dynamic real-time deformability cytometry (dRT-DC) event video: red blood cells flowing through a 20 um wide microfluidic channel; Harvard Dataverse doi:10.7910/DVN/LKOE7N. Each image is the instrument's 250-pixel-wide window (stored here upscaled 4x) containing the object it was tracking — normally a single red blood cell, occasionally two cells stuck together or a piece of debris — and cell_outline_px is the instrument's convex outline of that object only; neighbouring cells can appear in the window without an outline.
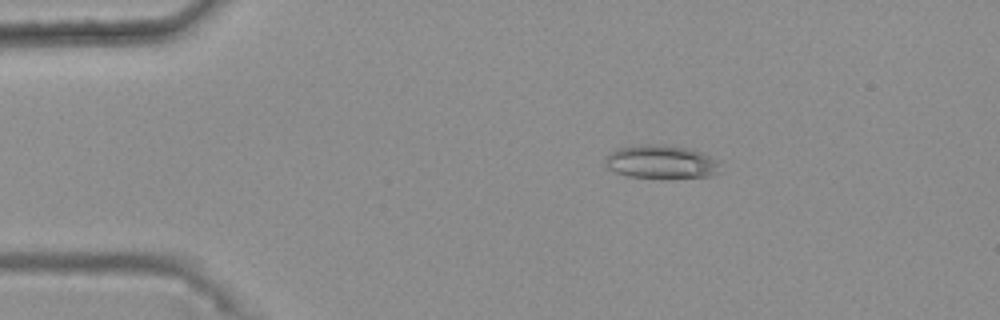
{"species": "common noctule bat (a hibernating species)", "species_latin": "Nyctalus noctula", "temperature_condition": "warm", "stored_images_in_passage": 49, "camera_frame_rate_fps": 3000, "um_per_image_px": 0.085, "animal": {"sex": "female", "body_mass_g": 25.1}, "frame": {"image": 1, "passage_image": 10, "time_ms": 3.0, "image_size_px": [1000, 320], "cell_outline_px": [[720, 172], [708, 176], [664, 180], [628, 176], [616, 172], [608, 168], [604, 164], [604, 156], [608, 152], [620, 148], [648, 144], [660, 144], [688, 148], [704, 152], [720, 160]], "centroid_in_image_um": [56.23, 13.79], "position_along_channel_um": 28.8, "area_um2": 23.29}}
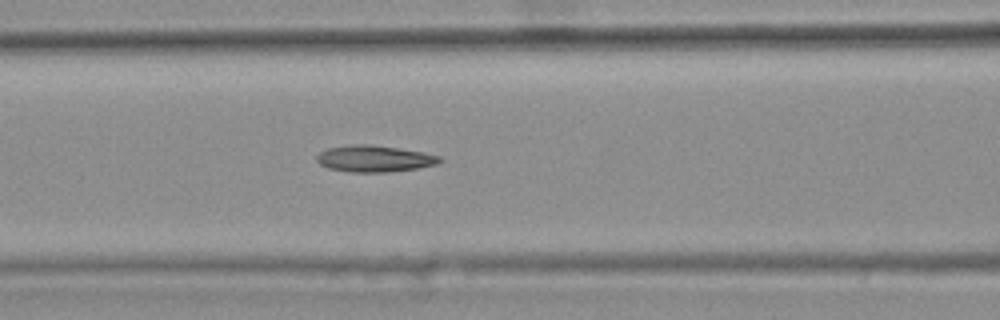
{"frame": {"image": 2, "passage_image": 23, "time_ms": 7.333, "image_size_px": [1000, 320], "cell_outline_px": [[444, 160], [436, 164], [416, 168], [388, 172], [352, 172], [328, 168], [320, 164], [316, 160], [316, 156], [320, 152], [328, 148], [352, 144], [368, 144], [424, 152], [440, 156]], "centroid_in_image_um": [31.82, 13.48], "position_along_channel_um": 134.8, "area_um2": 18.9}}
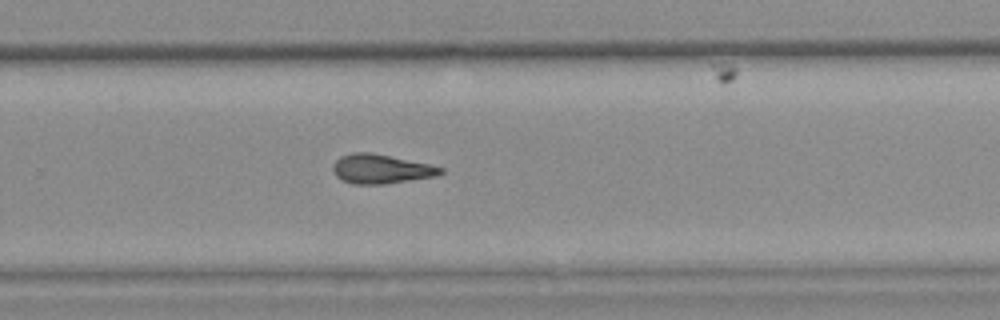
{"frame": {"image": 3, "passage_image": 36, "time_ms": 11.667, "image_size_px": [1000, 320], "cell_outline_px": [[444, 172], [436, 176], [384, 184], [352, 184], [336, 176], [332, 168], [332, 164], [340, 156], [352, 152], [368, 152], [428, 164], [444, 168]], "centroid_in_image_um": [32.35, 14.36], "position_along_channel_um": 297.4, "area_um2": 18.15}}